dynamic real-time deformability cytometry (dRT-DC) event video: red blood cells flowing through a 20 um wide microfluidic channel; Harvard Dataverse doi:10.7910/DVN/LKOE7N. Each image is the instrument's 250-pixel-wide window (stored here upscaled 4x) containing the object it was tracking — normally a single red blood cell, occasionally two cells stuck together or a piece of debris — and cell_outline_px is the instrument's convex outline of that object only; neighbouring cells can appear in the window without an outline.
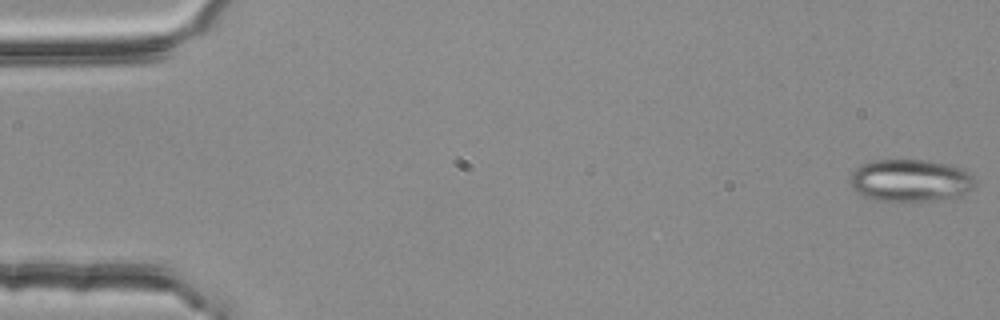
{"species": "common noctule bat (a hibernating species)", "species_latin": "Nyctalus noctula", "temperature_condition": "room temperature", "stored_images_in_passage": 54, "camera_frame_rate_fps": 3000, "um_per_image_px": 0.085, "animal": {"sex": "female", "body_mass_g": 25.1}, "frame": {"image": 1, "passage_image": 1, "time_ms": 0.0, "image_size_px": [1000, 320], "cell_outline_px": [[976, 188], [960, 196], [912, 204], [876, 200], [864, 196], [856, 192], [852, 188], [848, 180], [852, 172], [856, 168], [872, 160], [928, 160], [964, 168], [976, 180]], "centroid_in_image_um": [77.41, 15.38], "position_along_channel_um": 7.6, "area_um2": 31.85}}
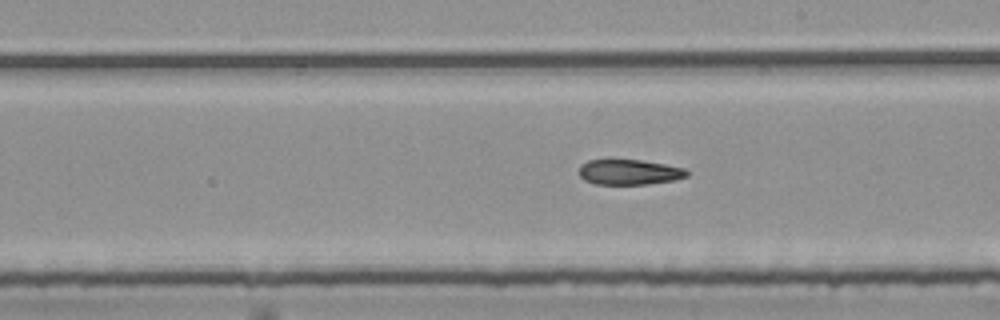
{"frame": {"image": 2, "passage_image": 31, "time_ms": 10.0, "image_size_px": [1000, 320], "cell_outline_px": [[688, 176], [676, 180], [648, 184], [596, 184], [584, 180], [580, 176], [580, 164], [588, 160], [640, 160], [664, 164], [684, 168], [688, 172]], "centroid_in_image_um": [53.49, 14.63], "position_along_channel_um": 235.5, "area_um2": 15.84}}
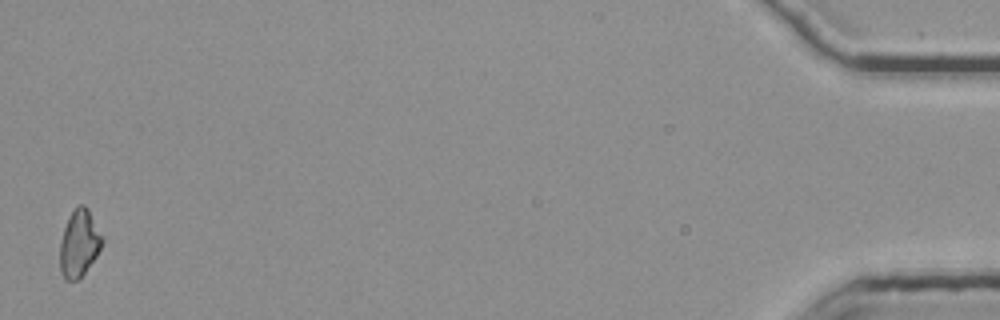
{"frame": {"image": 3, "passage_image": 54, "time_ms": 17.667, "image_size_px": [1000, 320], "cell_outline_px": [[104, 240], [96, 256], [80, 280], [64, 280], [60, 268], [60, 240], [64, 228], [76, 204], [84, 204], [88, 208], [104, 236]], "centroid_in_image_um": [6.75, 20.68], "position_along_channel_um": 428.5, "area_um2": 16.7}, "authors_computed_cell_mechanics": {"area_um2": 17.1955, "velocity_mm_per_s": 3.7874, "shape_relaxation_time_tau1_ms": null, "shape_relaxation_time_tau2_ms": 7.7141, "deformation_change_tau1": null, "deformation_change_tau2": 0.1821}}